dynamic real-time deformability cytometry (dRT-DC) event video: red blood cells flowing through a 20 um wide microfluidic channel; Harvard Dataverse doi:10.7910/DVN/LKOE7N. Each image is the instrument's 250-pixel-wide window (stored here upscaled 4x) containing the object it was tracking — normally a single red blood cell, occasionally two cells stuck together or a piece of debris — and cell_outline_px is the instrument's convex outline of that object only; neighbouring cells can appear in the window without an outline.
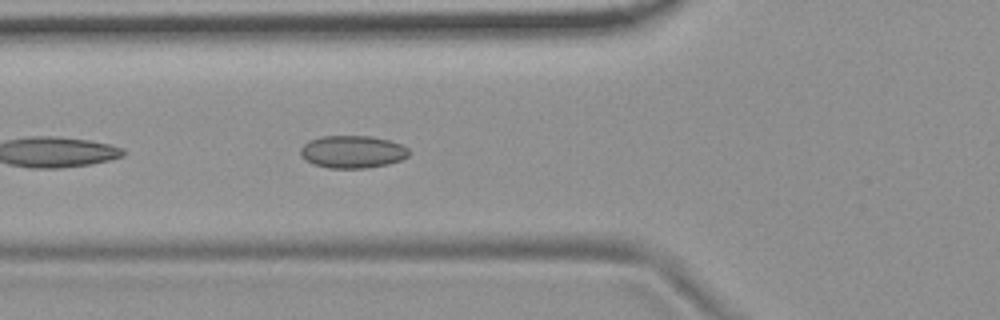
{"species": "common noctule bat (a hibernating species)", "species_latin": "Nyctalus noctula", "temperature_condition": "room temperature", "stored_images_in_passage": 6, "camera_frame_rate_fps": 3000, "um_per_image_px": 0.085, "animal": {"sex": "female", "body_mass_g": 19.9}, "frame": {"image": 1, "passage_image": 6, "time_ms": 5.667, "image_size_px": [1000, 320], "cell_outline_px": [[408, 156], [400, 160], [388, 164], [368, 168], [328, 168], [312, 164], [304, 160], [300, 156], [300, 148], [308, 140], [320, 136], [372, 136], [388, 140], [400, 144], [408, 148]], "centroid_in_image_um": [29.91, 12.9], "position_along_channel_um": 95.9, "area_um2": 20.75}}